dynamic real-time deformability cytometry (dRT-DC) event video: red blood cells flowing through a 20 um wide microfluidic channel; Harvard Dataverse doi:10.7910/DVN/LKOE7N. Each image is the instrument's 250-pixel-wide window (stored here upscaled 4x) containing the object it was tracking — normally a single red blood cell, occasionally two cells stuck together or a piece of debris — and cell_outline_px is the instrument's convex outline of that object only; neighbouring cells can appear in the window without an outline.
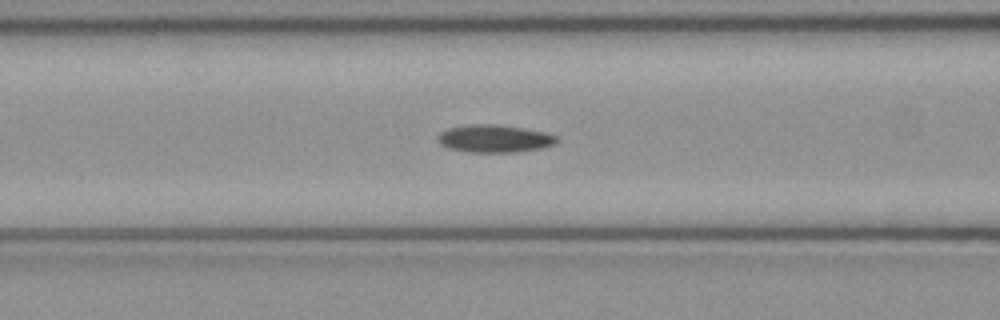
{"species": "common noctule bat (a hibernating species)", "species_latin": "Nyctalus noctula", "temperature_condition": "cold", "stored_images_in_passage": 47, "camera_frame_rate_fps": 3000, "um_per_image_px": 0.085, "animal": {"sex": "female", "body_mass_g": 21.9}, "frame": {"image": 1, "passage_image": 17, "time_ms": 5.333, "image_size_px": [1000, 320], "cell_outline_px": [[560, 140], [556, 144], [540, 148], [516, 152], [468, 152], [448, 148], [440, 144], [436, 140], [436, 136], [440, 132], [448, 128], [472, 124], [496, 124], [524, 128], [548, 132], [556, 136]], "centroid_in_image_um": [42.03, 11.78], "position_along_channel_um": 124.6, "area_um2": 19.42}}
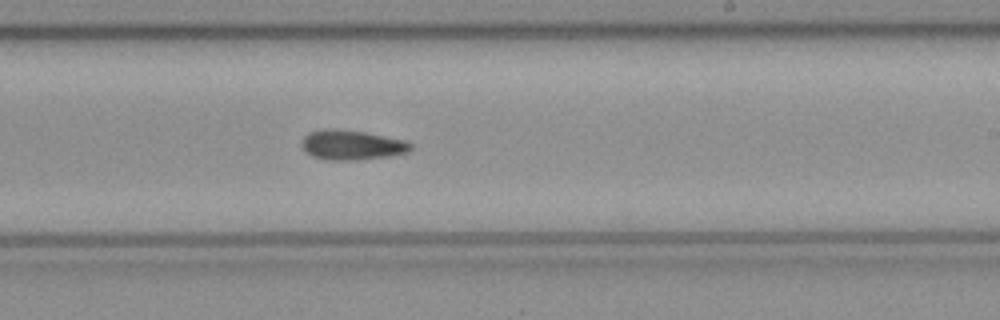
{"frame": {"image": 2, "passage_image": 27, "time_ms": 8.667, "image_size_px": [1000, 320], "cell_outline_px": [[412, 148], [408, 152], [388, 156], [356, 160], [324, 160], [312, 156], [304, 152], [300, 144], [304, 136], [308, 132], [364, 132], [404, 140], [412, 144]], "centroid_in_image_um": [29.91, 12.39], "position_along_channel_um": 259.1, "area_um2": 18.15}}
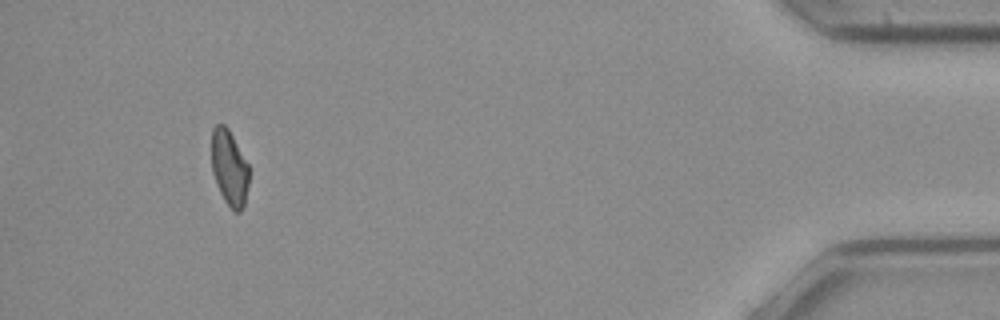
{"frame": {"image": 3, "passage_image": 44, "time_ms": 14.333, "image_size_px": [1000, 320], "cell_outline_px": [[248, 184], [244, 204], [240, 212], [232, 212], [224, 200], [220, 192], [212, 172], [212, 128], [216, 124], [224, 124], [228, 128], [248, 164]], "centroid_in_image_um": [19.48, 14.28], "position_along_channel_um": 415.7, "area_um2": 16.42}}